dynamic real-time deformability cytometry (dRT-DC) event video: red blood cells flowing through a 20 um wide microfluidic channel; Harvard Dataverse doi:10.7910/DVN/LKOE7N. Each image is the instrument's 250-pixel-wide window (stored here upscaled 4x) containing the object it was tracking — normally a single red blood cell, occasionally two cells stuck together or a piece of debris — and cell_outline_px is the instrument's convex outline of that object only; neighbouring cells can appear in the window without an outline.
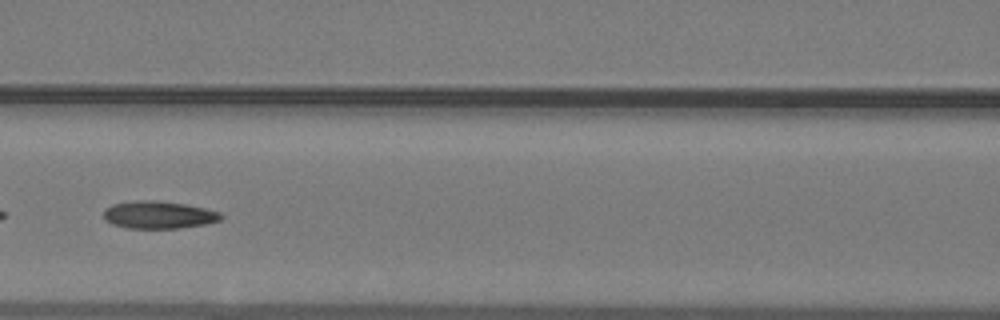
{"species": "common noctule bat (a hibernating species)", "species_latin": "Nyctalus noctula", "temperature_condition": "warm", "stored_images_in_passage": 47, "camera_frame_rate_fps": 3000, "um_per_image_px": 0.085, "animal": {"sex": "male", "body_mass_g": 19.2, "forearm_length_mm": 51.8}, "frame": {"image": 1, "passage_image": 21, "time_ms": 6.667, "image_size_px": [1000, 320], "cell_outline_px": [[224, 216], [220, 220], [204, 224], [180, 228], [128, 228], [112, 224], [104, 220], [104, 208], [112, 204], [136, 200], [152, 200], [184, 204], [204, 208], [220, 212]], "centroid_in_image_um": [13.45, 18.26], "position_along_channel_um": 153.1, "area_um2": 18.79}}
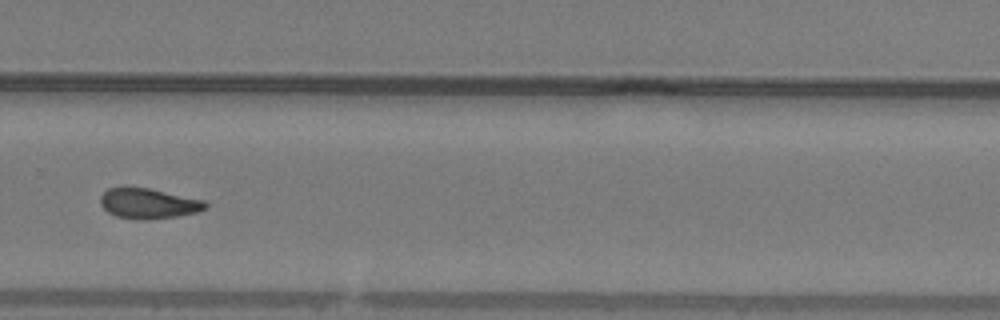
{"frame": {"image": 2, "passage_image": 32, "time_ms": 10.333, "image_size_px": [1000, 320], "cell_outline_px": [[208, 208], [196, 212], [176, 216], [144, 220], [136, 220], [116, 216], [108, 212], [100, 204], [100, 196], [108, 188], [148, 188], [204, 200], [208, 204]], "centroid_in_image_um": [12.62, 17.31], "position_along_channel_um": 317.2, "area_um2": 18.38}}
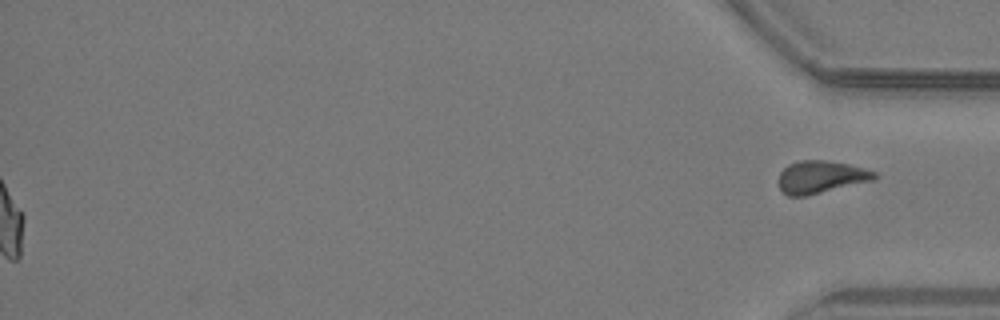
{"frame": {"image": 3, "passage_image": 47, "time_ms": 15.333, "image_size_px": [1000, 320], "cell_outline_px": [[880, 176], [876, 180], [808, 196], [788, 196], [780, 188], [780, 172], [788, 164], [800, 160], [824, 160], [848, 164], [864, 168], [876, 172]], "centroid_in_image_um": [69.84, 15.05], "position_along_channel_um": 365.4, "area_um2": 18.38}}